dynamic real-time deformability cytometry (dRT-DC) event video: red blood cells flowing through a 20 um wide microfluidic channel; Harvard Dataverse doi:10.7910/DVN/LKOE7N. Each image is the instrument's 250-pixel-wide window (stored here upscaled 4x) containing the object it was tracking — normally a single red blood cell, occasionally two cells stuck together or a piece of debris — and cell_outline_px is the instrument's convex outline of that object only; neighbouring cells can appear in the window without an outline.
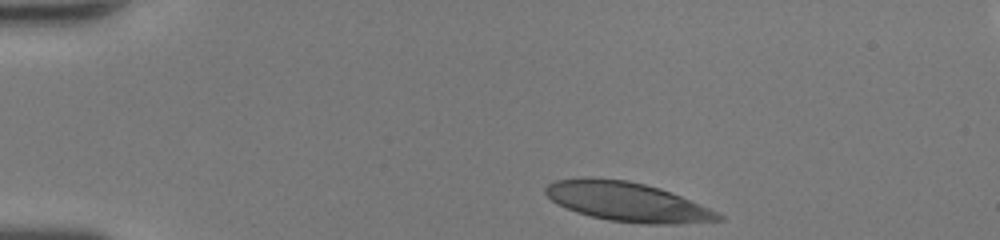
{"species": "human", "species_latin": "Homo sapiens", "temperature_condition": "room temperature", "stored_images_in_passage": 34, "camera_frame_rate_fps": 3000, "um_per_image_px": 0.085, "donor": {"sex": "female"}, "frame": {"image": 1, "passage_image": 1, "time_ms": 0.0, "image_size_px": [1000, 240], "cell_outline_px": [[724, 220], [672, 224], [648, 224], [608, 220], [576, 212], [556, 204], [544, 192], [544, 188], [548, 184], [556, 180], [588, 176], [628, 180], [660, 188], [680, 196], [708, 208], [724, 216]], "centroid_in_image_um": [53.26, 17.14], "position_along_channel_um": 31.7, "area_um2": 39.42}}
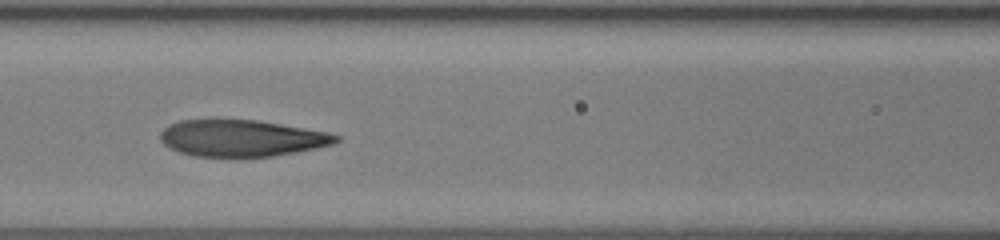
{"frame": {"image": 2, "passage_image": 14, "time_ms": 4.333, "image_size_px": [1000, 240], "cell_outline_px": [[340, 140], [332, 144], [316, 148], [296, 152], [272, 156], [196, 156], [180, 152], [168, 148], [160, 140], [160, 132], [168, 124], [180, 120], [212, 116], [216, 116], [256, 120], [328, 132], [340, 136]], "centroid_in_image_um": [20.45, 11.69], "position_along_channel_um": 146.1, "area_um2": 38.38}}
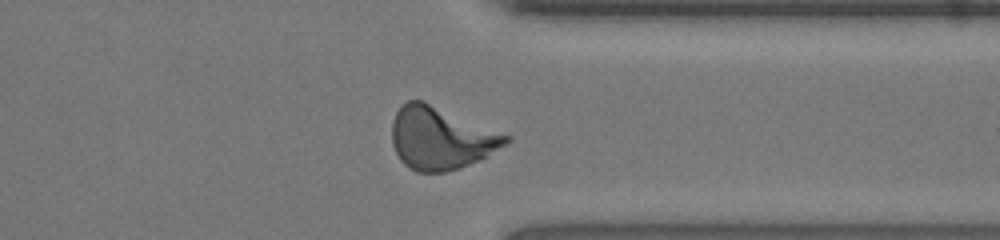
{"frame": {"image": 3, "passage_image": 30, "time_ms": 9.667, "image_size_px": [1000, 240], "cell_outline_px": [[512, 140], [508, 144], [480, 160], [460, 168], [444, 172], [416, 172], [408, 168], [400, 160], [392, 144], [392, 120], [396, 112], [408, 100], [424, 100], [512, 136]], "centroid_in_image_um": [37.5, 11.74], "position_along_channel_um": 373.9, "area_um2": 41.96}, "authors_computed_cell_mechanics": {"area_um2": 39.2751, "velocity_mm_per_s": 4.3057, "shape_relaxation_time_tau1_ms": 4.1, "shape_relaxation_time_tau2_ms": 0.998, "deformation_change_tau1": 0.1873, "deformation_change_tau2": 0.0813}}